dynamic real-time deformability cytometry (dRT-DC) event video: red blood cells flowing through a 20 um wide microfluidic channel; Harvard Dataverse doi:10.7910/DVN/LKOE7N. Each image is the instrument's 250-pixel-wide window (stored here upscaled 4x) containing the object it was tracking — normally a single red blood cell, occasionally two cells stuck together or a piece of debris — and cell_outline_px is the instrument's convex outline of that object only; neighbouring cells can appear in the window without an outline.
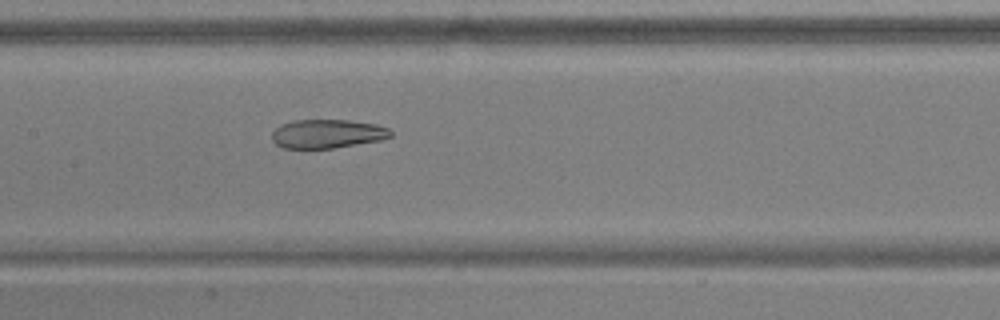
{"species": "common noctule bat (a hibernating species)", "species_latin": "Nyctalus noctula", "temperature_condition": "warm", "stored_images_in_passage": 36, "camera_frame_rate_fps": 3000, "um_per_image_px": 0.085, "animal": {"sex": "male", "body_mass_g": 17.9, "forearm_length_mm": 54.2}, "frame": {"image": 1, "passage_image": 9, "time_ms": 2.667, "image_size_px": [1000, 320], "cell_outline_px": [[392, 136], [380, 140], [332, 148], [284, 148], [276, 144], [272, 140], [272, 132], [280, 124], [292, 120], [348, 120], [376, 124], [388, 128], [392, 132]], "centroid_in_image_um": [27.8, 11.36], "position_along_channel_um": 179.6, "area_um2": 19.88}}
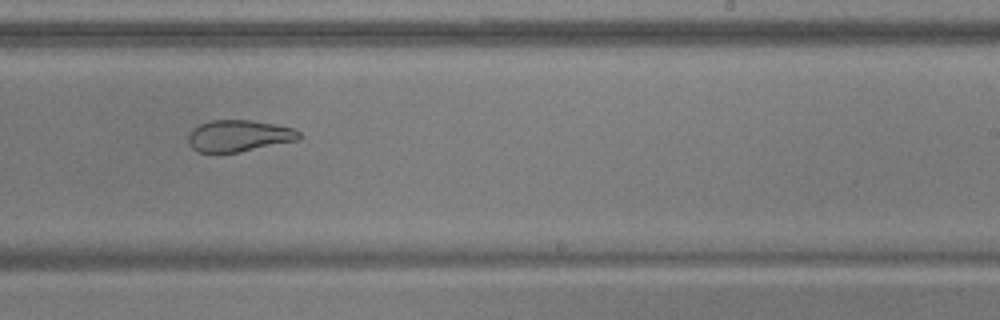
{"frame": {"image": 2, "passage_image": 16, "time_ms": 5.0, "image_size_px": [1000, 320], "cell_outline_px": [[300, 140], [236, 152], [200, 152], [192, 148], [188, 144], [188, 136], [192, 128], [200, 124], [212, 120], [252, 120], [292, 128], [300, 132]], "centroid_in_image_um": [20.28, 11.54], "position_along_channel_um": 268.7, "area_um2": 20.23}}
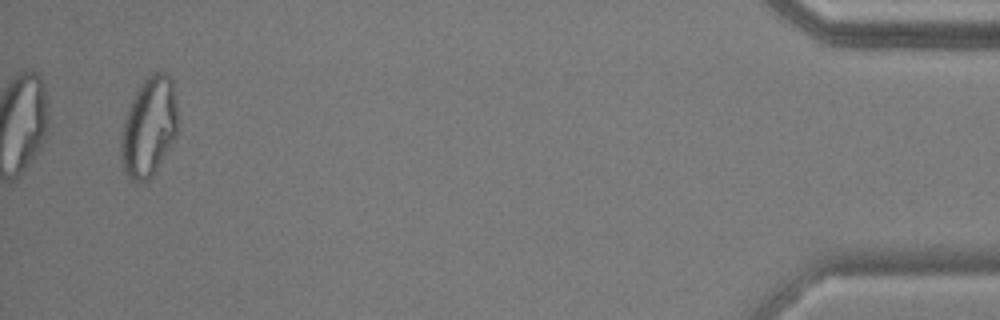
{"frame": {"image": 3, "passage_image": 34, "time_ms": 11.0, "image_size_px": [1000, 320], "cell_outline_px": [[176, 136], [152, 176], [148, 180], [128, 180], [124, 172], [120, 156], [120, 136], [124, 120], [128, 108], [140, 84], [152, 72], [168, 72], [172, 76], [176, 104]], "centroid_in_image_um": [12.64, 10.78], "position_along_channel_um": 422.6, "area_um2": 32.89}}